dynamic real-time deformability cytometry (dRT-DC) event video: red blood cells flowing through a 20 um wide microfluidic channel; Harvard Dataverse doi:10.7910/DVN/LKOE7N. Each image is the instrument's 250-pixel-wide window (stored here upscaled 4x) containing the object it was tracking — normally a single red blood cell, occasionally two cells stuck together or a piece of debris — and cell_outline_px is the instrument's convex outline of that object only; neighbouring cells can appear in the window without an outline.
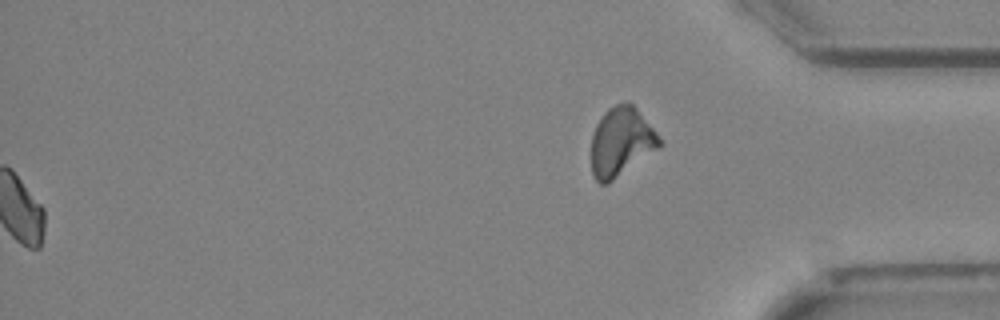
{"species": "Egyptian fruit bat (a non-hibernating species)", "species_latin": "Rousettus aegyptiacus", "temperature_condition": "cold", "stored_images_in_passage": 52, "segment_of_instrument_passage": [2, 2], "camera_frame_rate_fps": 3000, "um_per_image_px": 0.085, "animal": {"sex": "female"}, "frame": {"image": 1, "passage_image": 52, "time_ms": 17.0, "image_size_px": [1000, 320], "cell_outline_px": [[664, 144], [608, 184], [600, 184], [596, 180], [592, 172], [592, 136], [596, 124], [604, 112], [608, 108], [616, 104], [632, 104], [636, 108], [656, 132]], "centroid_in_image_um": [52.79, 12.08], "position_along_channel_um": 382.4, "area_um2": 27.05}}